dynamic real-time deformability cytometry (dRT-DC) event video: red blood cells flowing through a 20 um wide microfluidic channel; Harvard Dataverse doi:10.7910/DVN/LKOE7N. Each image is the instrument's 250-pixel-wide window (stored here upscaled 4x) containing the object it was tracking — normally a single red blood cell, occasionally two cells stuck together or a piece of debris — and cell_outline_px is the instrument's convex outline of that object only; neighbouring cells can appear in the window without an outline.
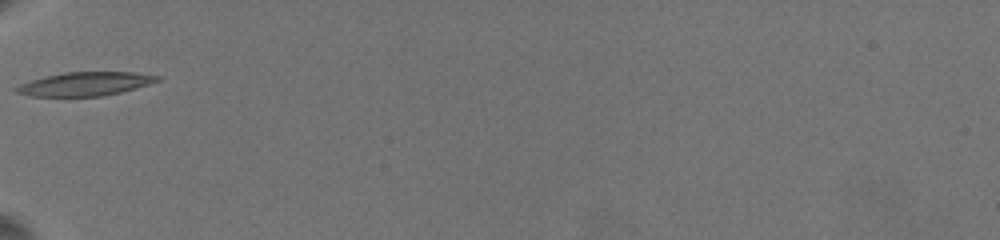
{"species": "common noctule bat (a hibernating species)", "species_latin": "Nyctalus noctula", "temperature_condition": "warm", "stored_images_in_passage": 3, "camera_frame_rate_fps": 3000, "um_per_image_px": 0.085, "animal": {"sex": "female", "body_mass_g": 19.5, "forearm_length_mm": 54.1}, "frame": {"image": 1, "passage_image": 1, "time_ms": 0.0, "image_size_px": [1000, 240], "cell_outline_px": [[160, 80], [136, 88], [120, 92], [100, 96], [32, 96], [16, 92], [12, 88], [20, 84], [44, 76], [64, 72], [136, 72], [160, 76]], "centroid_in_image_um": [7.22, 7.12], "position_along_channel_um": 77.8, "area_um2": 19.36}}